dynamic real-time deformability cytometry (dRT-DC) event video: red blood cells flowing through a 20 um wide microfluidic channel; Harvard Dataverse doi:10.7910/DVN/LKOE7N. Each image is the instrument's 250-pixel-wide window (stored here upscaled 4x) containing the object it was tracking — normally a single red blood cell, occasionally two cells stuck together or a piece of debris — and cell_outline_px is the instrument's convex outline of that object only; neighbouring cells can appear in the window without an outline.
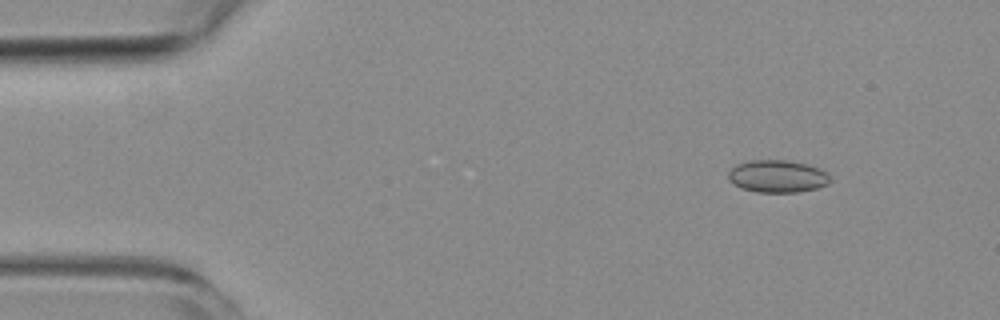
{"species": "common noctule bat (a hibernating species)", "species_latin": "Nyctalus noctula", "temperature_condition": "room temperature", "stored_images_in_passage": 4, "camera_frame_rate_fps": 3000, "um_per_image_px": 0.085, "animal": {"sex": "female", "body_mass_g": 19.3, "forearm_length_mm": 54.1}, "frame": {"image": 1, "passage_image": 2, "time_ms": 1.333, "image_size_px": [1000, 320], "cell_outline_px": [[828, 184], [816, 188], [796, 192], [756, 192], [740, 188], [732, 184], [728, 180], [728, 172], [736, 164], [752, 160], [788, 160], [808, 164], [820, 168], [828, 176]], "centroid_in_image_um": [66.02, 14.98], "position_along_channel_um": 19.0, "area_um2": 19.25}}